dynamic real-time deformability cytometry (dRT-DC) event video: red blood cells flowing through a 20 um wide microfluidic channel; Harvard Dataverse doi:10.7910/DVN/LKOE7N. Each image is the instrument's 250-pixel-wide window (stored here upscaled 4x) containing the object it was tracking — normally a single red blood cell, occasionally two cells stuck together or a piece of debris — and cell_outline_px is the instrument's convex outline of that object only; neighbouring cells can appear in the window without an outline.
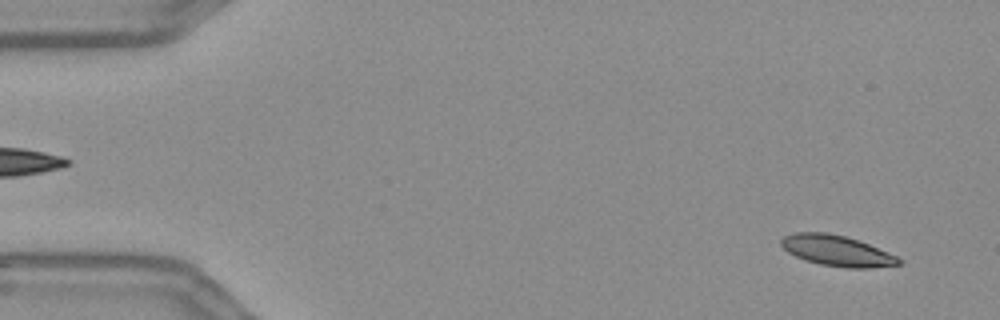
{"species": "Egyptian fruit bat (a non-hibernating species)", "species_latin": "Rousettus aegyptiacus", "temperature_condition": "warm", "stored_images_in_passage": 14, "camera_frame_rate_fps": 3000, "um_per_image_px": 0.085, "frame": {"image": 1, "passage_image": 3, "time_ms": 0.667, "image_size_px": [1000, 320], "cell_outline_px": [[904, 260], [900, 264], [868, 268], [848, 268], [820, 264], [804, 260], [788, 252], [780, 244], [780, 240], [784, 236], [796, 232], [828, 232], [844, 236], [868, 244], [888, 252]], "centroid_in_image_um": [71.12, 21.31], "position_along_channel_um": 13.9, "area_um2": 20.92}}